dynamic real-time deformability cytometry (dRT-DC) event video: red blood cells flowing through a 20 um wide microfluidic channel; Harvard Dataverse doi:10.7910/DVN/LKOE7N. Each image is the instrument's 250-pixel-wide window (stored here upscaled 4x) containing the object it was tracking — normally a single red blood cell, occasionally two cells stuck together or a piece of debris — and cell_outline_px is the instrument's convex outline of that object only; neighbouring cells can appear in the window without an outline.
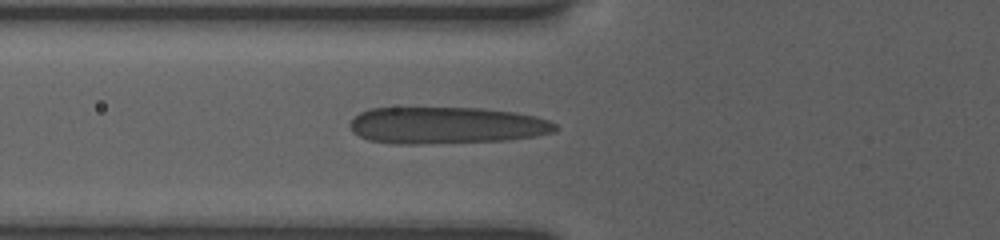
{"species": "human", "species_latin": "Homo sapiens", "temperature_condition": "room temperature", "stored_images_in_passage": 6, "camera_frame_rate_fps": 3000, "um_per_image_px": 0.085, "donor": {"sex": "female"}, "frame": {"image": 1, "passage_image": 6, "time_ms": 4.667, "image_size_px": [1000, 240], "cell_outline_px": [[560, 128], [556, 132], [536, 136], [508, 140], [424, 144], [396, 144], [368, 140], [352, 132], [348, 124], [352, 116], [368, 108], [480, 108], [512, 112], [536, 116], [548, 120], [556, 124]], "centroid_in_image_um": [37.92, 10.66], "position_along_channel_um": 87.9, "area_um2": 44.56}}